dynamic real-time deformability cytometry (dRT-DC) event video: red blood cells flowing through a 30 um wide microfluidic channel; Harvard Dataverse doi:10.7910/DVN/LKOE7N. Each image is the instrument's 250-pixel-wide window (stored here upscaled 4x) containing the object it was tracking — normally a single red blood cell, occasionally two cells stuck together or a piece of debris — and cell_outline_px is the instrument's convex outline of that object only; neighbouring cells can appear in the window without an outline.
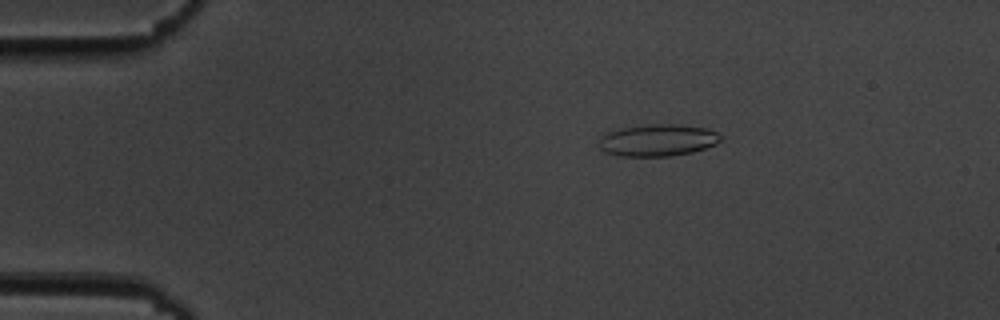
{"species": "common noctule bat (a hibernating species)", "species_latin": "Nyctalus noctula", "temperature_condition": "cold", "stored_images_in_passage": 55, "camera_frame_rate_fps": 3000, "um_per_image_px": 0.085, "animal": {"sex": "male", "body_mass_g": 19.5, "forearm_length_mm": 54.6}, "frame": {"image": 1, "passage_image": 10, "time_ms": 3.0, "image_size_px": [1000, 320], "cell_outline_px": [[724, 140], [716, 144], [692, 152], [668, 156], [620, 156], [604, 152], [596, 144], [600, 136], [608, 132], [620, 128], [652, 124], [680, 124], [704, 128], [716, 132], [724, 136]], "centroid_in_image_um": [55.89, 11.92], "position_along_channel_um": 29.1, "area_um2": 22.89}}
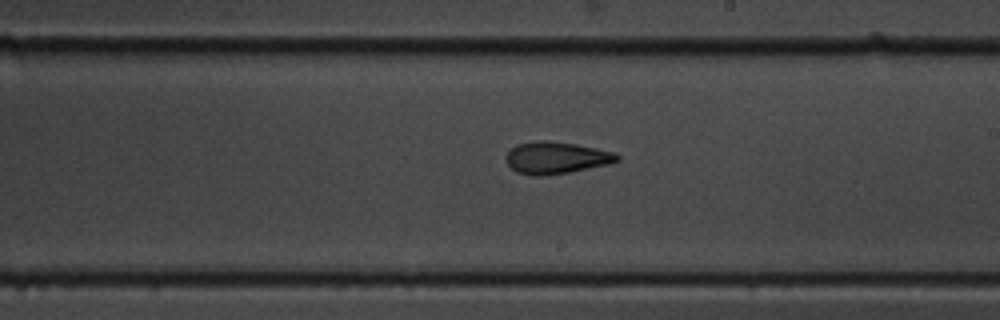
{"frame": {"image": 2, "passage_image": 32, "time_ms": 10.333, "image_size_px": [1000, 320], "cell_outline_px": [[620, 160], [608, 164], [568, 172], [544, 176], [536, 176], [516, 172], [508, 164], [504, 156], [516, 144], [536, 140], [548, 140], [576, 144], [596, 148], [612, 152], [620, 156]], "centroid_in_image_um": [47.24, 13.4], "position_along_channel_um": 241.8, "area_um2": 20.69}}
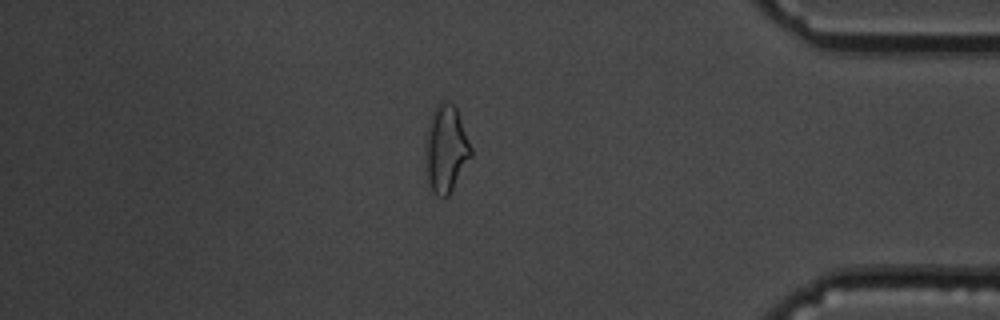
{"frame": {"image": 3, "passage_image": 47, "time_ms": 15.333, "image_size_px": [1000, 320], "cell_outline_px": [[472, 156], [448, 196], [444, 200], [436, 196], [432, 192], [428, 180], [428, 128], [432, 112], [436, 104], [440, 100], [448, 100], [456, 108], [472, 148]], "centroid_in_image_um": [37.95, 12.66], "position_along_channel_um": 397.2, "area_um2": 22.54}, "authors_computed_cell_mechanics": {"area_um2": 21.6172, "velocity_mm_per_s": 3.6922, "shape_relaxation_time_tau1_ms": 4.7626, "shape_relaxation_time_tau2_ms": 2.633, "deformation_change_tau1": 0.1674, "deformation_change_tau2": 0.1167}}